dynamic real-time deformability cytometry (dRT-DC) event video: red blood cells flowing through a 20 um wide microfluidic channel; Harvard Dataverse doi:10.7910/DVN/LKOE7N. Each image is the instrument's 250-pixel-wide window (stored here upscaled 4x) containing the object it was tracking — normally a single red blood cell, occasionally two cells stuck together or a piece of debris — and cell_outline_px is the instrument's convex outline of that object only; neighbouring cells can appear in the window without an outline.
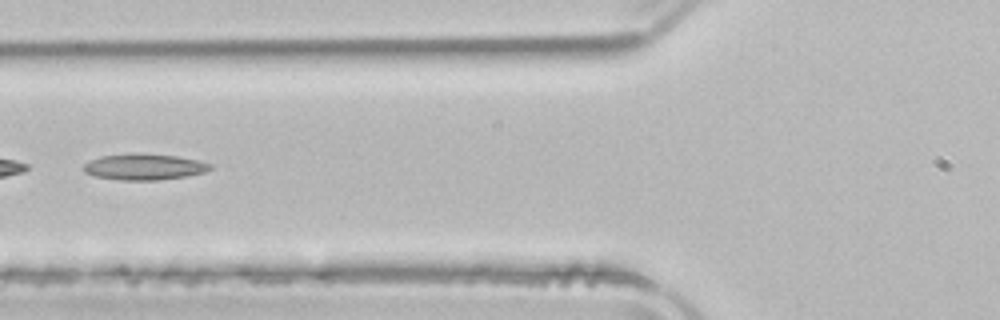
{"species": "common noctule bat (a hibernating species)", "species_latin": "Nyctalus noctula", "temperature_condition": "room temperature", "stored_images_in_passage": 50, "camera_frame_rate_fps": 3000, "um_per_image_px": 0.085, "animal": {"sex": "male", "body_mass_g": 21.5, "forearm_length_mm": 52.0}, "frame": {"image": 1, "passage_image": 20, "time_ms": 6.333, "image_size_px": [1000, 320], "cell_outline_px": [[212, 168], [204, 172], [184, 176], [160, 180], [120, 180], [96, 176], [84, 172], [84, 164], [100, 156], [132, 152], [136, 152], [176, 156], [196, 160], [212, 164]], "centroid_in_image_um": [12.24, 14.17], "position_along_channel_um": 113.6, "area_um2": 19.25}}
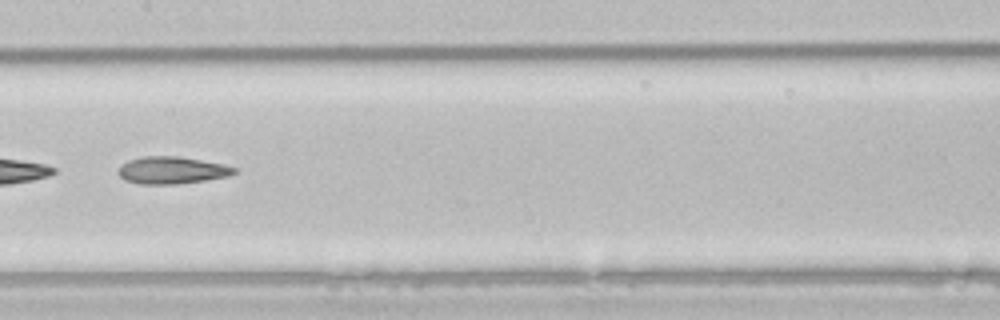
{"frame": {"image": 2, "passage_image": 26, "time_ms": 8.333, "image_size_px": [1000, 320], "cell_outline_px": [[236, 172], [228, 176], [204, 180], [176, 184], [140, 184], [124, 180], [120, 176], [120, 164], [128, 160], [144, 156], [180, 156], [224, 164], [236, 168]], "centroid_in_image_um": [14.6, 14.46], "position_along_channel_um": 192.8, "area_um2": 18.32}}
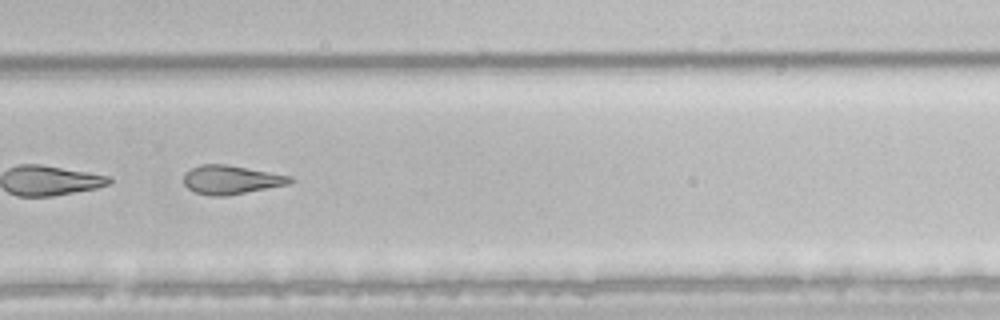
{"frame": {"image": 3, "passage_image": 35, "time_ms": 11.333, "image_size_px": [1000, 320], "cell_outline_px": [[296, 180], [288, 184], [228, 196], [212, 196], [196, 192], [188, 188], [184, 184], [184, 176], [192, 168], [200, 164], [224, 164], [292, 176]], "centroid_in_image_um": [19.67, 15.28], "position_along_channel_um": 310.1, "area_um2": 17.69}, "authors_computed_cell_mechanics": {"area_um2": 21.9351, "velocity_mm_per_s": 3.9397, "shape_relaxation_time_tau1_ms": null, "shape_relaxation_time_tau2_ms": 4.6196, "deformation_change_tau1": null, "deformation_change_tau2": 0.1539}}